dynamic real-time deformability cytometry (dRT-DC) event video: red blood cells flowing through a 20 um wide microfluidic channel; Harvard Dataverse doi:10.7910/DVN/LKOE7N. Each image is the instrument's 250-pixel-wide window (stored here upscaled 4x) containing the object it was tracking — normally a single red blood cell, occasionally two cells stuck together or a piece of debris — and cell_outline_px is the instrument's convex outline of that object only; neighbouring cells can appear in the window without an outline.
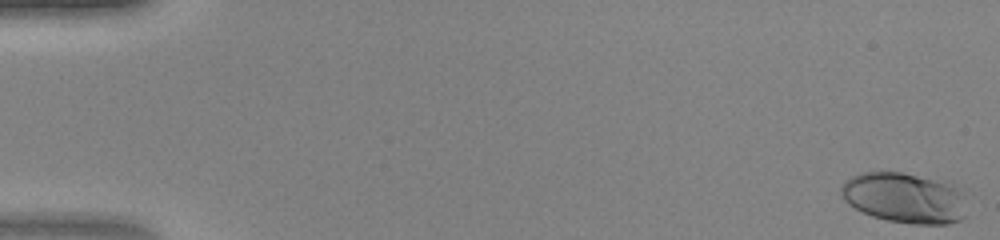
{"species": "human", "species_latin": "Homo sapiens", "temperature_condition": "warm", "stored_images_in_passage": 48, "camera_frame_rate_fps": 3000, "um_per_image_px": 0.085, "donor": {"sex": "female"}, "frame": {"image": 1, "passage_image": 1, "time_ms": 0.0, "image_size_px": [1000, 240], "cell_outline_px": [[964, 216], [960, 220], [948, 224], [912, 224], [888, 220], [872, 216], [848, 204], [840, 196], [840, 188], [844, 180], [860, 172], [900, 172], [932, 180], [944, 184], [960, 192], [964, 196]], "centroid_in_image_um": [76.78, 16.84], "position_along_channel_um": 8.2, "area_um2": 36.3}}
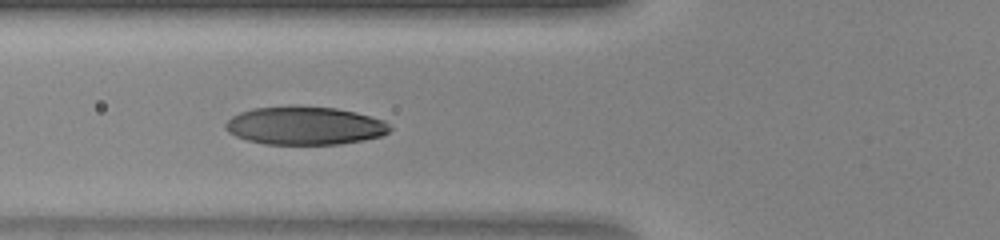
{"frame": {"image": 2, "passage_image": 19, "time_ms": 6.0, "image_size_px": [1000, 240], "cell_outline_px": [[392, 128], [388, 132], [380, 136], [364, 140], [340, 144], [264, 144], [248, 140], [236, 136], [228, 132], [224, 128], [224, 124], [232, 116], [240, 112], [252, 108], [336, 108], [356, 112], [384, 120]], "centroid_in_image_um": [25.91, 10.71], "position_along_channel_um": 99.9, "area_um2": 35.89}}
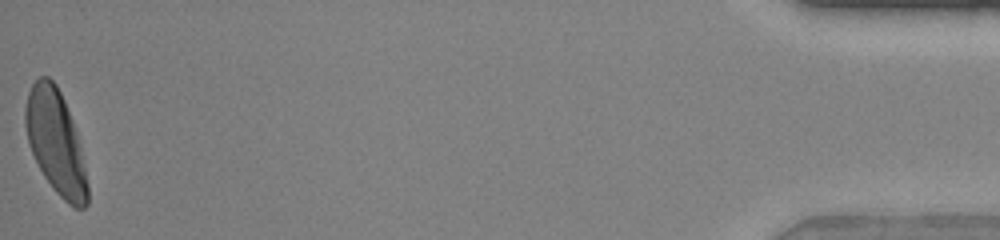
{"frame": {"image": 3, "passage_image": 48, "time_ms": 15.667, "image_size_px": [1000, 240], "cell_outline_px": [[88, 204], [84, 208], [72, 208], [52, 188], [44, 176], [28, 144], [24, 124], [24, 108], [28, 92], [32, 84], [40, 76], [48, 76], [56, 84], [64, 100], [72, 120], [80, 148], [88, 184]], "centroid_in_image_um": [4.71, 12.08], "position_along_channel_um": 430.5, "area_um2": 37.4}}